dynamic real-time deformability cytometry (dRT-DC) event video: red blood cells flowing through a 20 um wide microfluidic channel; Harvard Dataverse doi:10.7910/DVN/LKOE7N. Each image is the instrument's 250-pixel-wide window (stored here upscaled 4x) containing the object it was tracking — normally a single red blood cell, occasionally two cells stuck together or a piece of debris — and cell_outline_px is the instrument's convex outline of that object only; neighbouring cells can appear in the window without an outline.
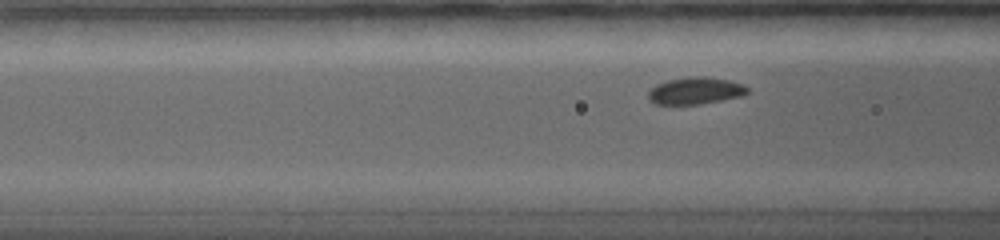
{"species": "common noctule bat (a hibernating species)", "species_latin": "Nyctalus noctula", "temperature_condition": "warm", "stored_images_in_passage": 78, "camera_frame_rate_fps": 5000, "um_per_image_px": 0.085, "animal": {"sex": "female", "body_mass_g": 19.0, "forearm_length_mm": 56.7}, "frame": {"image": 1, "passage_image": 21, "time_ms": 3.4, "image_size_px": [1000, 240], "cell_outline_px": [[748, 92], [744, 96], [700, 104], [656, 104], [648, 96], [648, 92], [656, 84], [668, 80], [692, 76], [704, 76], [728, 80], [744, 84], [748, 88]], "centroid_in_image_um": [59.15, 7.71], "position_along_channel_um": 107.4, "area_um2": 15.55}}
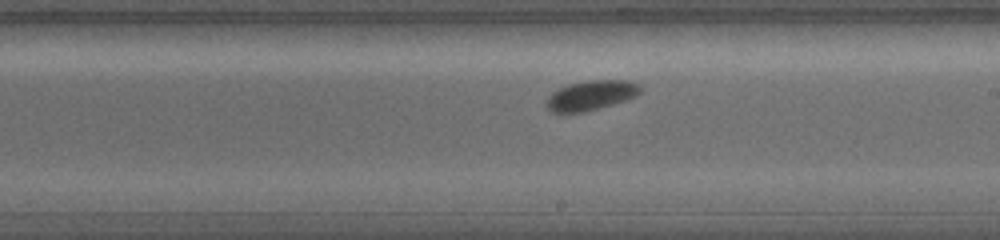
{"frame": {"image": 2, "passage_image": 44, "time_ms": 7.2, "image_size_px": [1000, 240], "cell_outline_px": [[640, 92], [636, 96], [612, 104], [584, 112], [552, 112], [544, 104], [548, 96], [552, 92], [568, 84], [588, 80], [628, 80], [640, 84]], "centroid_in_image_um": [50.22, 8.09], "position_along_channel_um": 238.8, "area_um2": 16.18}}
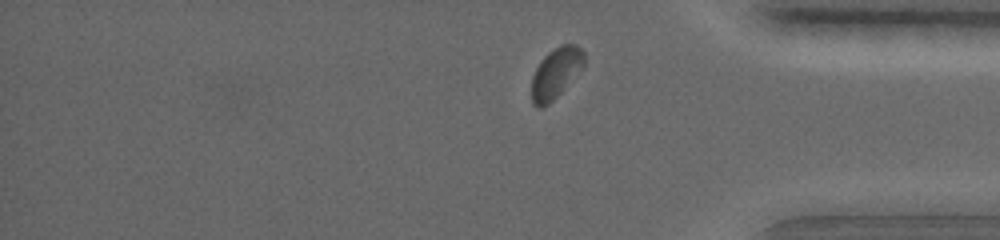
{"frame": {"image": 3, "passage_image": 71, "time_ms": 11.8, "image_size_px": [1000, 240], "cell_outline_px": [[584, 68], [548, 104], [540, 108], [532, 104], [532, 76], [540, 60], [548, 52], [560, 44], [576, 44], [584, 52]], "centroid_in_image_um": [47.25, 6.18], "position_along_channel_um": 387.9, "area_um2": 15.43}, "authors_computed_cell_mechanics": {"area_um2": 15.7794, "velocity_mm_per_s": 3.4687, "shape_relaxation_time_tau1_ms": 1.6488, "shape_relaxation_time_tau2_ms": null, "deformation_change_tau1": 0.0686, "deformation_change_tau2": null}}